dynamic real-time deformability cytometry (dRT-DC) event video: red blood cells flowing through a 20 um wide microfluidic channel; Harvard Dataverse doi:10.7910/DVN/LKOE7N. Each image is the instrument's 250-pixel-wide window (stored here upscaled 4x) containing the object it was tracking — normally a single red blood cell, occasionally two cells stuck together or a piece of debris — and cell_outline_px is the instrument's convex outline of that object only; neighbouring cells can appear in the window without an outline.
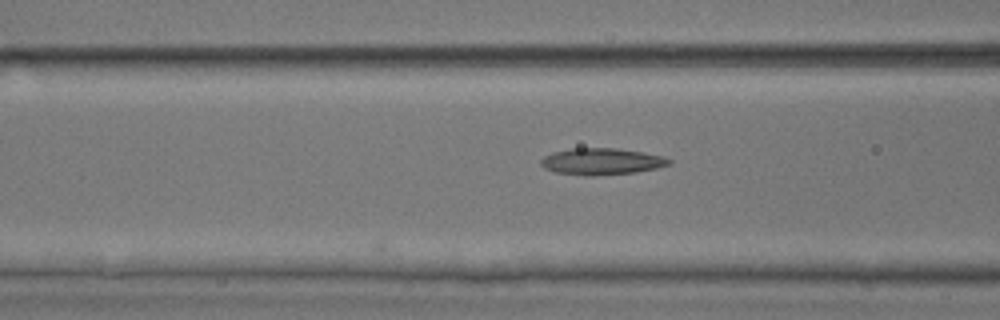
{"species": "common noctule bat (a hibernating species)", "species_latin": "Nyctalus noctula", "temperature_condition": "room temperature", "stored_images_in_passage": 6, "camera_frame_rate_fps": 3000, "um_per_image_px": 0.085, "animal": {"sex": "male", "body_mass_g": 17.9, "forearm_length_mm": 54.2}, "frame": {"image": 1, "passage_image": 6, "time_ms": 6.0, "image_size_px": [1000, 320], "cell_outline_px": [[672, 164], [656, 168], [636, 172], [596, 176], [584, 176], [556, 172], [544, 168], [540, 164], [540, 160], [544, 156], [552, 152], [572, 148], [616, 148], [644, 152], [664, 156], [672, 160]], "centroid_in_image_um": [51.15, 13.72], "position_along_channel_um": 115.5, "area_um2": 20.11}}